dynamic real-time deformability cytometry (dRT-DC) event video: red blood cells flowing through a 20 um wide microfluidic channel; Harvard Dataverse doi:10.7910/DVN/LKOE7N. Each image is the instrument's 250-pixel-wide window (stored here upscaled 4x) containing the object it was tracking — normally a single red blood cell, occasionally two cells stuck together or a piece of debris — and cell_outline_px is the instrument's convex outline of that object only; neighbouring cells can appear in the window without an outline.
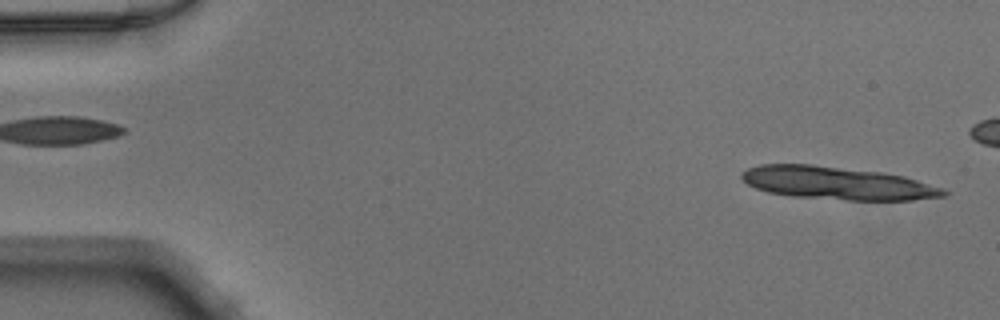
{"species": "Egyptian fruit bat (a non-hibernating species)", "species_latin": "Rousettus aegyptiacus", "temperature_condition": "warm", "stored_images_in_passage": 11, "camera_frame_rate_fps": 3000, "um_per_image_px": 0.085, "animal": {"sex": "male"}, "frame": {"image": 1, "passage_image": 1, "time_ms": 0.0, "image_size_px": [1000, 320], "cell_outline_px": [[948, 196], [912, 200], [848, 200], [792, 196], [768, 192], [756, 188], [748, 184], [740, 176], [740, 172], [748, 168], [760, 164], [812, 164], [880, 172], [904, 176], [944, 188], [948, 192]], "centroid_in_image_um": [71.18, 15.56], "position_along_channel_um": 13.8, "area_um2": 38.73}}